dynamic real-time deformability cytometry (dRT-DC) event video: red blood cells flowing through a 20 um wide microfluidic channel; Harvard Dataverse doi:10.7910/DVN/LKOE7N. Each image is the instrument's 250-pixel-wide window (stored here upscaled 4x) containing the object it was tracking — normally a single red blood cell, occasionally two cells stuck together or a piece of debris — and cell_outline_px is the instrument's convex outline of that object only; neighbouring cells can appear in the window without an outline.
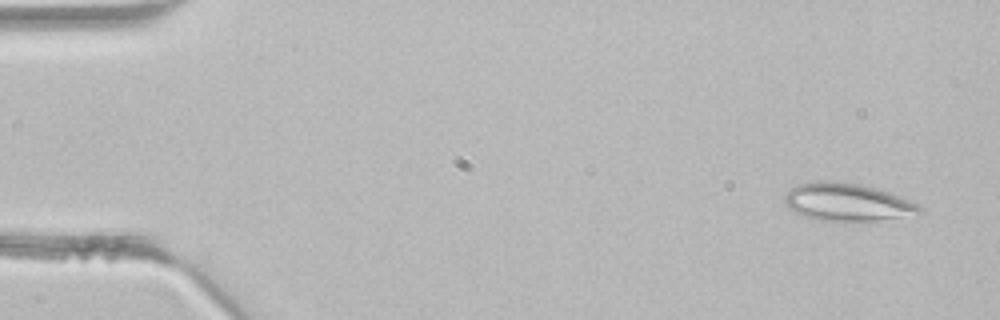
{"species": "common noctule bat (a hibernating species)", "species_latin": "Nyctalus noctula", "temperature_condition": "room temperature", "stored_images_in_passage": 3, "camera_frame_rate_fps": 3000, "um_per_image_px": 0.085, "animal": {"sex": "male", "body_mass_g": 21.5, "forearm_length_mm": 52.0}, "frame": {"image": 1, "passage_image": 1, "time_ms": 0.0, "image_size_px": [1000, 320], "cell_outline_px": [[924, 212], [876, 220], [844, 224], [820, 220], [796, 212], [788, 208], [784, 200], [784, 196], [796, 184], [816, 180], [824, 180], [860, 184], [892, 192], [924, 208]], "centroid_in_image_um": [72.0, 17.19], "position_along_channel_um": 13.0, "area_um2": 30.0}}